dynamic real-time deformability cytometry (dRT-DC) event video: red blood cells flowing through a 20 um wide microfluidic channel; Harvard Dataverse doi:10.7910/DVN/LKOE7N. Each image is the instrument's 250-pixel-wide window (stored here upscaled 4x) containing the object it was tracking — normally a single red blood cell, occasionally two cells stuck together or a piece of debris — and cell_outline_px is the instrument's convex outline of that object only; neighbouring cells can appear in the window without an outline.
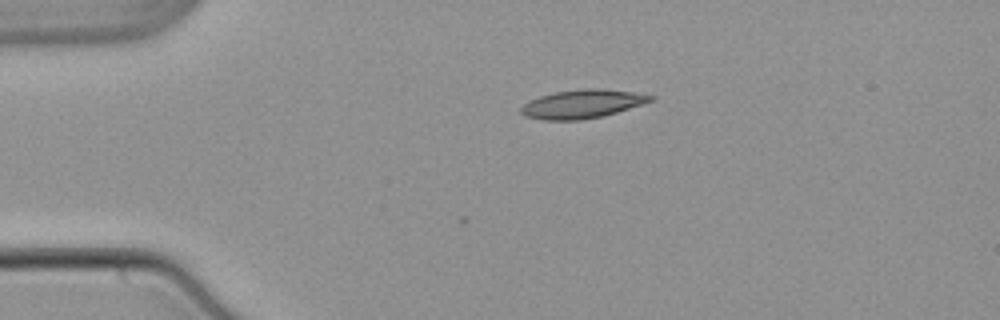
{"species": "common noctule bat (a hibernating species)", "species_latin": "Nyctalus noctula", "temperature_condition": "warm", "stored_images_in_passage": 6, "camera_frame_rate_fps": 3000, "um_per_image_px": 0.085, "animal": {"sex": "male", "body_mass_g": 21.5, "forearm_length_mm": 52.0}, "frame": {"image": 1, "passage_image": 1, "time_ms": 0.0, "image_size_px": [1000, 320], "cell_outline_px": [[656, 96], [652, 100], [644, 104], [604, 116], [580, 120], [540, 120], [524, 116], [520, 112], [520, 108], [524, 104], [540, 96], [556, 92], [584, 88], [604, 88], [632, 92]], "centroid_in_image_um": [49.51, 8.84], "position_along_channel_um": 35.5, "area_um2": 21.68}}